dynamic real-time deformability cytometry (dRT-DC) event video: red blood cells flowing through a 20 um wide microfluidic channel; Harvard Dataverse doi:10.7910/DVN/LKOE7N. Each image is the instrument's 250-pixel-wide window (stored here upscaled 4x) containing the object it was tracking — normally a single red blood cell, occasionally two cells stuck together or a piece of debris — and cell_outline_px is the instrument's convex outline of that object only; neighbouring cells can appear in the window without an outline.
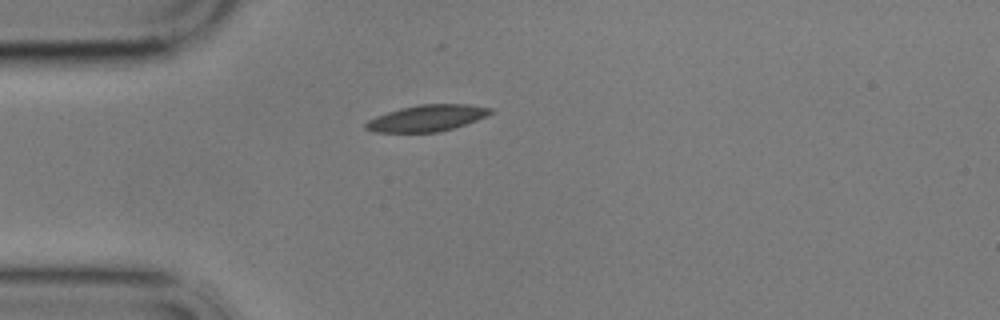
{"species": "common noctule bat (a hibernating species)", "species_latin": "Nyctalus noctula", "temperature_condition": "cold", "stored_images_in_passage": 2, "camera_frame_rate_fps": 3000, "um_per_image_px": 0.085, "animal": {"sex": "male", "body_mass_g": 17.9}, "frame": {"image": 1, "passage_image": 2, "time_ms": 2.0, "image_size_px": [1000, 320], "cell_outline_px": [[496, 112], [488, 116], [440, 132], [376, 132], [364, 128], [364, 124], [368, 120], [376, 116], [400, 108], [420, 104], [468, 104], [492, 108]], "centroid_in_image_um": [36.32, 10.03], "position_along_channel_um": 48.7, "area_um2": 19.19}}